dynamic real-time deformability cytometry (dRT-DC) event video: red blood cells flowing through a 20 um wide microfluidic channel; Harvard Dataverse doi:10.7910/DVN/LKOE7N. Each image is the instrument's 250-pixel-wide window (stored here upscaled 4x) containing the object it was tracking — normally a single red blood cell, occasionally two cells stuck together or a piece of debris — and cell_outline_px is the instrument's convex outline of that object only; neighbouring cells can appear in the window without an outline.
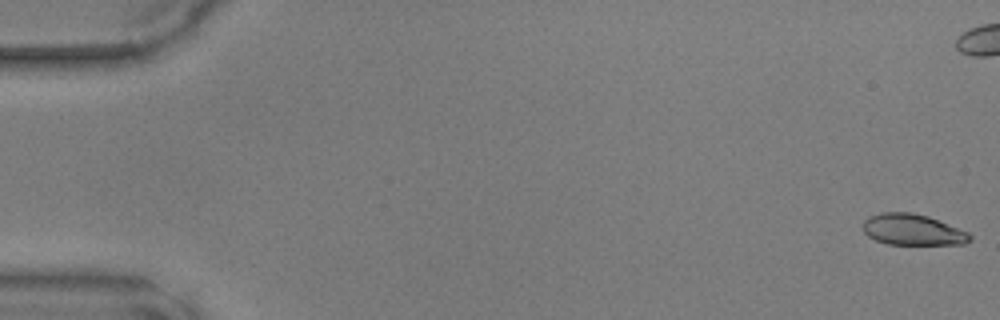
{"species": "common noctule bat (a hibernating species)", "species_latin": "Nyctalus noctula", "temperature_condition": "warm", "stored_images_in_passage": 44, "camera_frame_rate_fps": 3000, "um_per_image_px": 0.085, "animal": {"sex": "male", "body_mass_g": 17.9, "forearm_length_mm": 54.2}, "frame": {"image": 1, "passage_image": 1, "time_ms": 0.0, "image_size_px": [1000, 320], "cell_outline_px": [[972, 240], [964, 244], [888, 244], [876, 240], [868, 236], [864, 232], [864, 220], [868, 216], [880, 212], [912, 212], [928, 216], [968, 232], [972, 236]], "centroid_in_image_um": [77.57, 19.52], "position_along_channel_um": 7.4, "area_um2": 19.36}}